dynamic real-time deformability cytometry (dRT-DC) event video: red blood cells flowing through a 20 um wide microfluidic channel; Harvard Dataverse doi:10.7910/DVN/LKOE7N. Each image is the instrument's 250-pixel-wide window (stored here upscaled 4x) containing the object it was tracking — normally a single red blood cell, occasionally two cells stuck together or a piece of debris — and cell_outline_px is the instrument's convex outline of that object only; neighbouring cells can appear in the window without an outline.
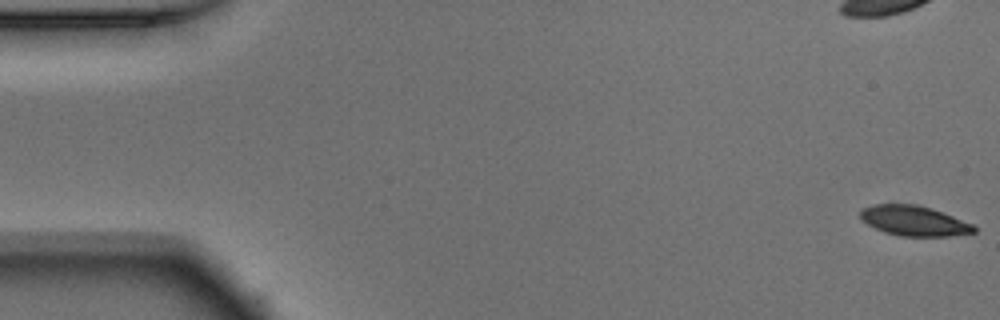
{"species": "Egyptian fruit bat (a non-hibernating species)", "species_latin": "Rousettus aegyptiacus", "temperature_condition": "warm", "stored_images_in_passage": 53, "camera_frame_rate_fps": 3000, "um_per_image_px": 0.085, "animal": {"sex": "male"}, "frame": {"image": 1, "passage_image": 1, "time_ms": 0.0, "image_size_px": [1000, 320], "cell_outline_px": [[976, 232], [948, 236], [900, 236], [884, 232], [868, 224], [860, 216], [860, 212], [864, 208], [872, 204], [916, 204], [932, 208], [972, 224], [976, 228]], "centroid_in_image_um": [77.69, 18.76], "position_along_channel_um": 7.3, "area_um2": 19.71}}
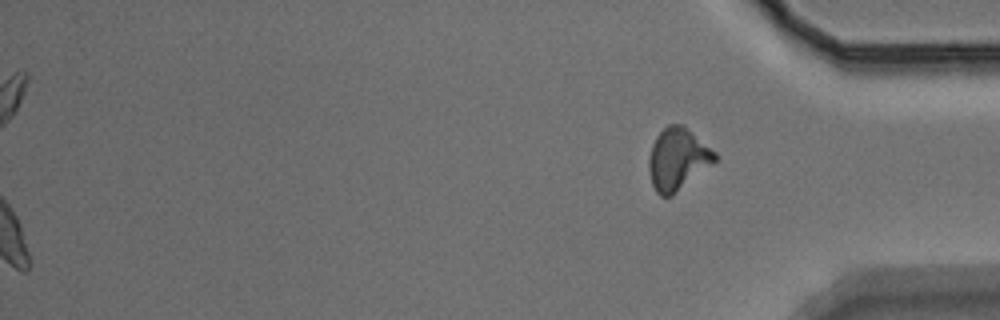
{"frame": {"image": 2, "passage_image": 53, "time_ms": 17.333, "image_size_px": [1000, 320], "cell_outline_px": [[716, 160], [712, 164], [672, 196], [660, 196], [656, 192], [652, 184], [648, 168], [648, 160], [652, 144], [656, 136], [668, 124], [684, 124], [716, 152]], "centroid_in_image_um": [57.59, 13.51], "position_along_channel_um": 377.6, "area_um2": 23.87}}